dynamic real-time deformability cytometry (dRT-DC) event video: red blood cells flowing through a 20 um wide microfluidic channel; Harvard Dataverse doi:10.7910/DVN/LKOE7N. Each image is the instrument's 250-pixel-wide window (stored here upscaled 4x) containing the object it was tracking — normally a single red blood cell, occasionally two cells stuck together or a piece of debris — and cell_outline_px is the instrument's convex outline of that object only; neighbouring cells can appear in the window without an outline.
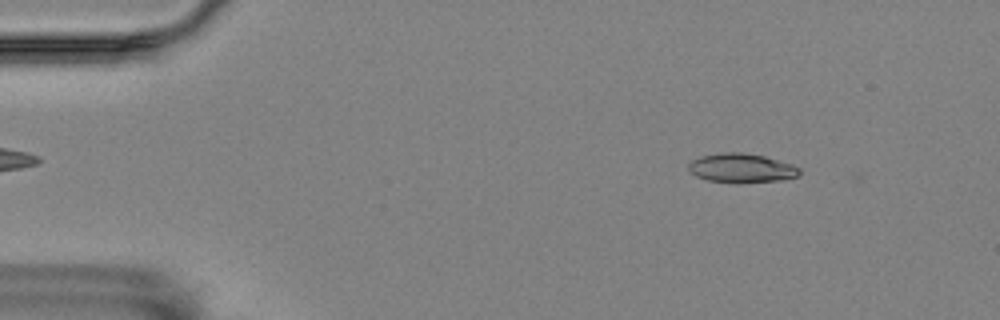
{"species": "Egyptian fruit bat (a non-hibernating species)", "species_latin": "Rousettus aegyptiacus", "temperature_condition": "room temperature", "stored_images_in_passage": 17, "camera_frame_rate_fps": 3000, "um_per_image_px": 0.085, "animal": {"sex": "female"}, "frame": {"image": 1, "passage_image": 7, "time_ms": 2.0, "image_size_px": [1000, 320], "cell_outline_px": [[800, 176], [780, 180], [740, 184], [736, 184], [708, 180], [696, 176], [688, 172], [688, 164], [692, 160], [700, 156], [720, 152], [740, 152], [764, 156], [792, 164], [800, 168]], "centroid_in_image_um": [63.01, 14.3], "position_along_channel_um": 22.0, "area_um2": 19.25}}
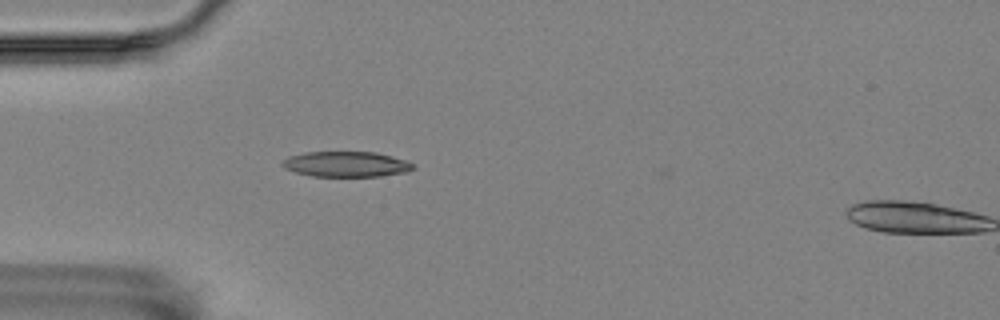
{"frame": {"image": 2, "passage_image": 16, "time_ms": 5.0, "image_size_px": [1000, 320], "cell_outline_px": [[416, 168], [408, 172], [380, 176], [312, 176], [296, 172], [284, 168], [280, 164], [288, 156], [304, 152], [376, 152], [392, 156], [404, 160], [412, 164]], "centroid_in_image_um": [29.42, 13.95], "position_along_channel_um": 55.6, "area_um2": 19.36}}